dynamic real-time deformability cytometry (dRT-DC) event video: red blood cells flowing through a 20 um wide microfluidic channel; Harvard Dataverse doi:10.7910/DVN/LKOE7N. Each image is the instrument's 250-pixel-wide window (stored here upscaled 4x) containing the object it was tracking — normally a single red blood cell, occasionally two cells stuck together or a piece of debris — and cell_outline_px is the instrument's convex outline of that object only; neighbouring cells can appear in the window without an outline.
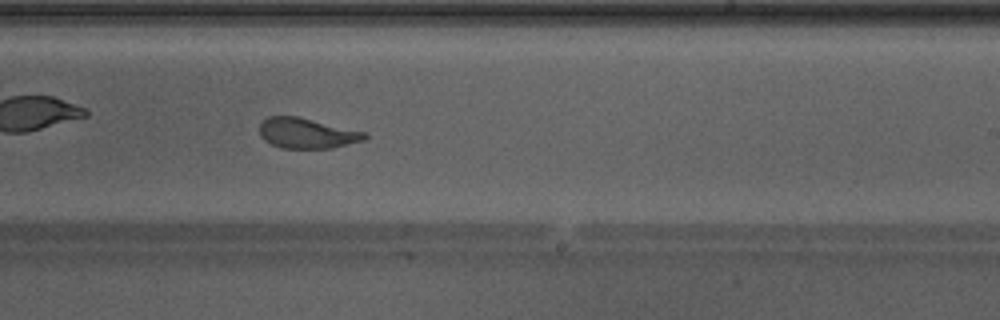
{"species": "Egyptian fruit bat (a non-hibernating species)", "species_latin": "Rousettus aegyptiacus", "temperature_condition": "warm", "stored_images_in_passage": 45, "camera_frame_rate_fps": 3000, "um_per_image_px": 0.085, "animal": {"sex": "male"}, "frame": {"image": 1, "passage_image": 26, "time_ms": 8.333, "image_size_px": [1000, 320], "cell_outline_px": [[368, 136], [364, 140], [332, 148], [280, 148], [264, 140], [260, 136], [260, 124], [268, 116], [296, 116], [368, 132]], "centroid_in_image_um": [26.1, 11.32], "position_along_channel_um": 262.9, "area_um2": 18.61}, "authors_computed_cell_mechanics": {"area_um2": 20.3456, "velocity_mm_per_s": 4.3025, "shape_relaxation_time_tau1_ms": 9.6691, "shape_relaxation_time_tau2_ms": 1.0838, "deformation_change_tau1": 0.2679, "deformation_change_tau2": 0.0875}}